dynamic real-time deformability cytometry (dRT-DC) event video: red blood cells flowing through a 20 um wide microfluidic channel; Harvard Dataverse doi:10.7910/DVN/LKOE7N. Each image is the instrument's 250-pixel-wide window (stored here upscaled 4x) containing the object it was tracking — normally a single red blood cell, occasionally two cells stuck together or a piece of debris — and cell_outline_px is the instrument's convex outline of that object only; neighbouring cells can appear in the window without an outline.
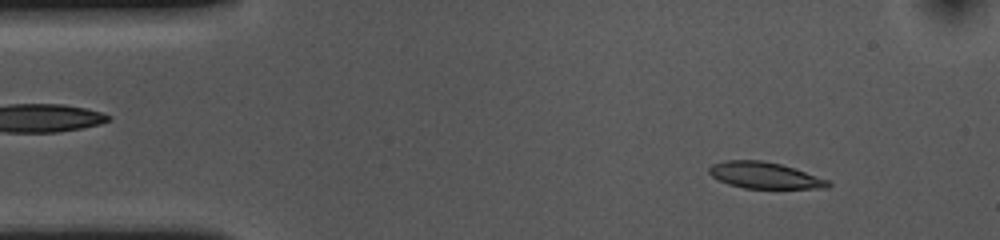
{"species": "common noctule bat (a hibernating species)", "species_latin": "Nyctalus noctula", "temperature_condition": "cold", "stored_images_in_passage": 52, "camera_frame_rate_fps": 3000, "um_per_image_px": 0.085, "animal": {"sex": "female", "body_mass_g": 10.0, "forearm_length_mm": 53.1}, "frame": {"image": 1, "passage_image": 5, "time_ms": 1.333, "image_size_px": [1000, 240], "cell_outline_px": [[832, 184], [828, 188], [744, 188], [728, 184], [712, 176], [708, 172], [708, 168], [712, 164], [724, 160], [764, 160], [780, 164], [828, 180]], "centroid_in_image_um": [64.95, 14.9], "position_along_channel_um": 20.0, "area_um2": 18.09}}
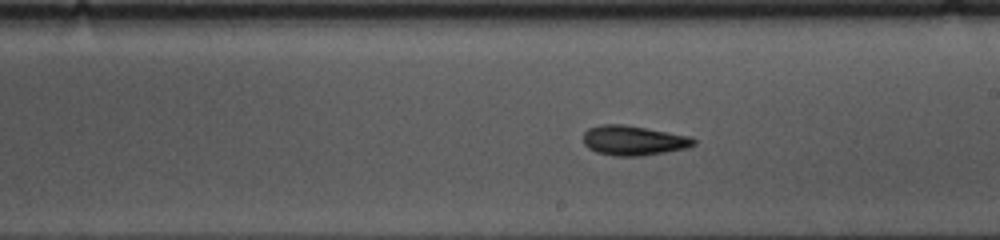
{"frame": {"image": 2, "passage_image": 28, "time_ms": 9.0, "image_size_px": [1000, 240], "cell_outline_px": [[696, 144], [688, 148], [640, 156], [612, 156], [596, 152], [588, 148], [584, 144], [584, 132], [588, 128], [600, 124], [620, 124], [644, 128], [688, 136], [696, 140]], "centroid_in_image_um": [53.81, 11.95], "position_along_channel_um": 235.2, "area_um2": 19.02}}
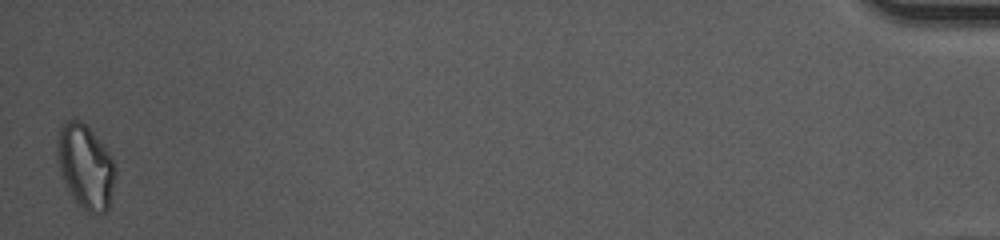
{"frame": {"image": 3, "passage_image": 52, "time_ms": 17.0, "image_size_px": [1000, 240], "cell_outline_px": [[116, 172], [108, 208], [104, 212], [88, 212], [72, 196], [60, 172], [56, 148], [56, 144], [60, 128], [68, 120], [80, 120], [92, 132], [104, 148], [112, 160], [116, 168]], "centroid_in_image_um": [7.25, 14.14], "position_along_channel_um": 427.9, "area_um2": 27.51}, "authors_computed_cell_mechanics": {"area_um2": 18.9584, "velocity_mm_per_s": 3.6525, "shape_relaxation_time_tau1_ms": 6.6529, "shape_relaxation_time_tau2_ms": 4.856, "deformation_change_tau1": 0.1464, "deformation_change_tau2": 0.1315}}